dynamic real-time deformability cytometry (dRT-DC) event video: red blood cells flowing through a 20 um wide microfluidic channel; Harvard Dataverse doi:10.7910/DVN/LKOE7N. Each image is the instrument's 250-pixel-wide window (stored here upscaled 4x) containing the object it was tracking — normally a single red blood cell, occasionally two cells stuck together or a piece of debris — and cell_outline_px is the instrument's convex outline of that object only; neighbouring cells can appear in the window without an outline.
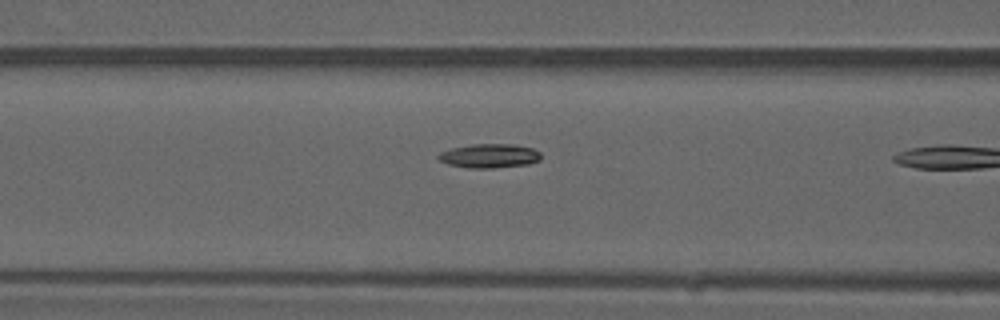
{"species": "common noctule bat (a hibernating species)", "species_latin": "Nyctalus noctula", "temperature_condition": "warm", "stored_images_in_passage": 10, "camera_frame_rate_fps": 3000, "um_per_image_px": 0.085, "animal": {"sex": "male", "forearm_length_mm": 52.5}, "frame": {"image": 1, "passage_image": 9, "time_ms": 2.667, "image_size_px": [1000, 320], "cell_outline_px": [[540, 160], [528, 164], [492, 168], [468, 168], [448, 164], [440, 160], [436, 156], [440, 152], [452, 148], [472, 144], [516, 144], [532, 148], [540, 152]], "centroid_in_image_um": [41.6, 13.24], "position_along_channel_um": 125.0, "area_um2": 14.39}}